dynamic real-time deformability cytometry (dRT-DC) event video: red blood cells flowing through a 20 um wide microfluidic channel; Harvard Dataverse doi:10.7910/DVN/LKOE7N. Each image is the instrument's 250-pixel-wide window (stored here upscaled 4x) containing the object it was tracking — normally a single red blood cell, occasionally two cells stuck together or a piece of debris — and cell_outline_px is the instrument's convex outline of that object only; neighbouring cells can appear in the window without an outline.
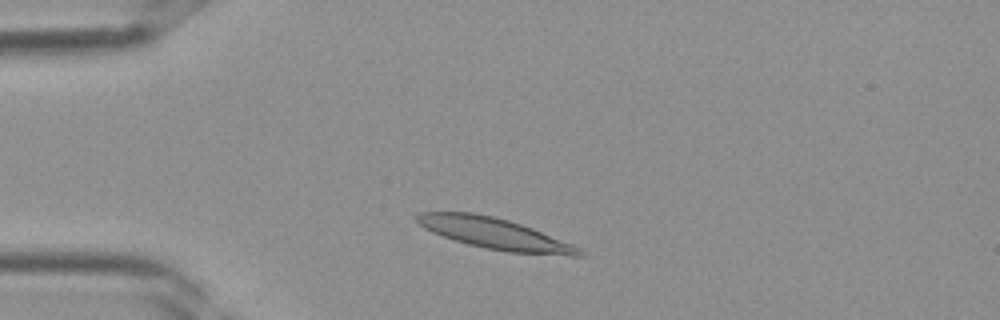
{"species": "Egyptian fruit bat (a non-hibernating species)", "species_latin": "Rousettus aegyptiacus", "temperature_condition": "room temperature", "stored_images_in_passage": 32, "camera_frame_rate_fps": 3000, "um_per_image_px": 0.085, "frame": {"image": 1, "passage_image": 4, "time_ms": 1.0, "image_size_px": [1000, 320], "cell_outline_px": [[584, 256], [572, 256], [508, 252], [468, 244], [432, 232], [424, 228], [412, 216], [420, 212], [472, 212], [492, 216], [508, 220], [532, 228], [572, 244], [580, 248], [584, 252]], "centroid_in_image_um": [42.05, 19.85], "position_along_channel_um": 42.9, "area_um2": 29.13}}
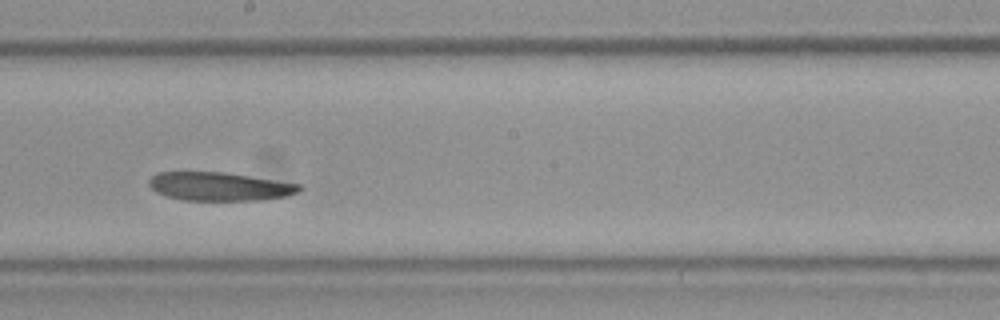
{"frame": {"image": 2, "passage_image": 16, "time_ms": 5.0, "image_size_px": [1000, 320], "cell_outline_px": [[304, 188], [300, 192], [288, 196], [260, 200], [184, 200], [168, 196], [156, 192], [148, 184], [148, 180], [156, 172], [224, 172], [304, 184]], "centroid_in_image_um": [18.73, 15.84], "position_along_channel_um": 229.5, "area_um2": 25.2}}
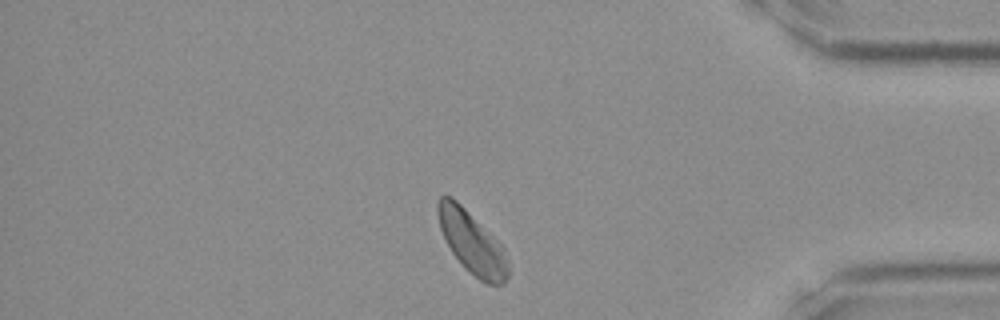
{"frame": {"image": 3, "passage_image": 27, "time_ms": 8.667, "image_size_px": [1000, 320], "cell_outline_px": [[508, 276], [504, 284], [484, 284], [464, 268], [452, 252], [440, 228], [436, 212], [436, 204], [440, 196], [452, 196], [504, 248], [508, 260]], "centroid_in_image_um": [40.11, 20.64], "position_along_channel_um": 395.1, "area_um2": 25.2}}